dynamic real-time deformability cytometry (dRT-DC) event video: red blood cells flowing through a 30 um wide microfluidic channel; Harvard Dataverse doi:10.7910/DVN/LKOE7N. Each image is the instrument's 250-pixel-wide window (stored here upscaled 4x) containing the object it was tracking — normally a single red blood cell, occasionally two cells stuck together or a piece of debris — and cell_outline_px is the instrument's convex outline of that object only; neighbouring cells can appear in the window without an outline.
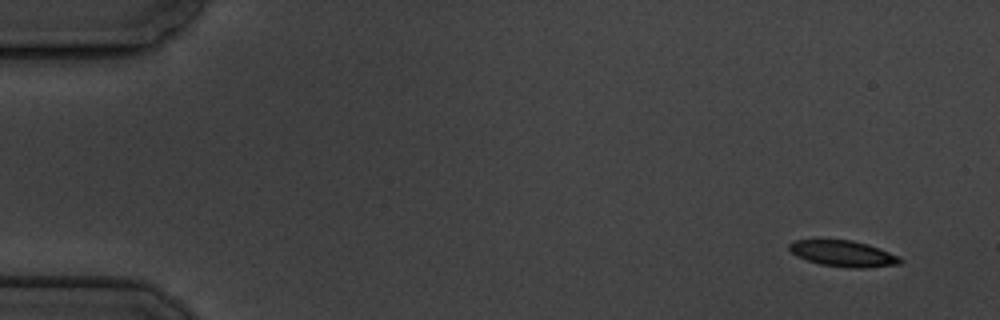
{"species": "common noctule bat (a hibernating species)", "species_latin": "Nyctalus noctula", "temperature_condition": "cold", "stored_images_in_passage": 7, "segment_of_instrument_passage": [2, 2], "camera_frame_rate_fps": 3000, "um_per_image_px": 0.085, "animal": {"sex": "male", "body_mass_g": 19.5, "forearm_length_mm": 54.6}, "frame": {"image": 1, "passage_image": 7, "time_ms": 7.667, "image_size_px": [1000, 320], "cell_outline_px": [[904, 260], [900, 264], [864, 268], [852, 268], [820, 264], [796, 256], [788, 248], [788, 244], [792, 240], [852, 240], [868, 244], [880, 248], [900, 256]], "centroid_in_image_um": [71.7, 21.55], "position_along_channel_um": 13.3, "area_um2": 16.94}}